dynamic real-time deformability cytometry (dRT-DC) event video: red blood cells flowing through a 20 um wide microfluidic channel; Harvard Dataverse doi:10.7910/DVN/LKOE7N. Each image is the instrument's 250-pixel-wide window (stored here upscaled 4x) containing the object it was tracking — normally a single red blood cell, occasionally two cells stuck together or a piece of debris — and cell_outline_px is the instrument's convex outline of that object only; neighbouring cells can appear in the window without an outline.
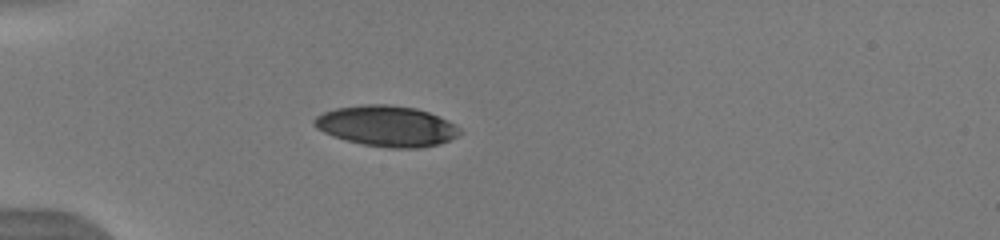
{"species": "human", "species_latin": "Homo sapiens", "temperature_condition": "warm", "stored_images_in_passage": 37, "camera_frame_rate_fps": 3000, "um_per_image_px": 0.085, "donor": {"sex": "male"}, "frame": {"image": 1, "passage_image": 1, "time_ms": 0.0, "image_size_px": [1000, 240], "cell_outline_px": [[460, 132], [456, 136], [440, 144], [420, 148], [388, 148], [364, 144], [332, 136], [316, 128], [312, 124], [312, 120], [316, 116], [324, 112], [336, 108], [364, 104], [388, 104], [416, 108], [428, 112], [460, 128]], "centroid_in_image_um": [32.81, 10.71], "position_along_channel_um": 52.2, "area_um2": 34.22}}
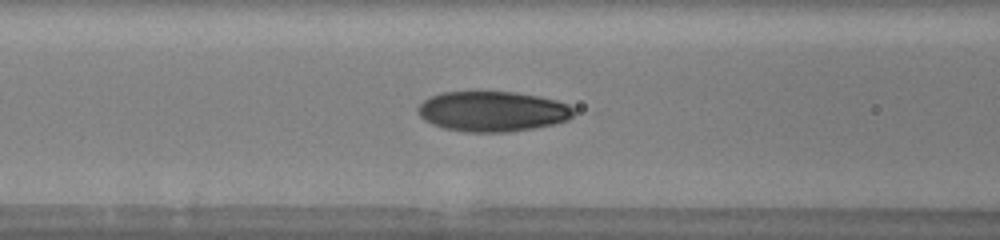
{"frame": {"image": 2, "passage_image": 8, "time_ms": 2.333, "image_size_px": [1000, 240], "cell_outline_px": [[572, 116], [568, 120], [552, 124], [532, 128], [508, 132], [464, 132], [444, 128], [432, 124], [424, 120], [416, 112], [416, 108], [428, 96], [440, 92], [516, 92], [556, 100], [568, 104], [572, 108]], "centroid_in_image_um": [41.8, 9.47], "position_along_channel_um": 124.8, "area_um2": 36.53}}
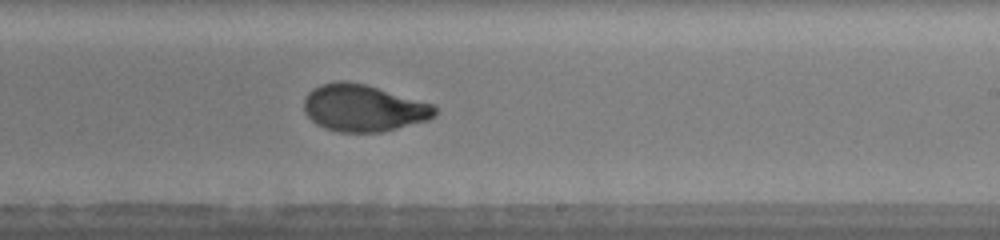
{"frame": {"image": 3, "passage_image": 18, "time_ms": 5.667, "image_size_px": [1000, 240], "cell_outline_px": [[436, 116], [428, 120], [380, 132], [340, 132], [324, 128], [316, 124], [304, 112], [304, 100], [308, 92], [312, 88], [320, 84], [336, 80], [344, 80], [364, 84], [432, 104], [436, 108]], "centroid_in_image_um": [30.85, 9.18], "position_along_channel_um": 258.2, "area_um2": 35.66}, "authors_computed_cell_mechanics": {"area_um2": 35.7204, "velocity_mm_per_s": 4.0038, "shape_relaxation_time_tau1_ms": 5.1091, "shape_relaxation_time_tau2_ms": 1.0041, "deformation_change_tau1": 0.2049, "deformation_change_tau2": 0.0589}}